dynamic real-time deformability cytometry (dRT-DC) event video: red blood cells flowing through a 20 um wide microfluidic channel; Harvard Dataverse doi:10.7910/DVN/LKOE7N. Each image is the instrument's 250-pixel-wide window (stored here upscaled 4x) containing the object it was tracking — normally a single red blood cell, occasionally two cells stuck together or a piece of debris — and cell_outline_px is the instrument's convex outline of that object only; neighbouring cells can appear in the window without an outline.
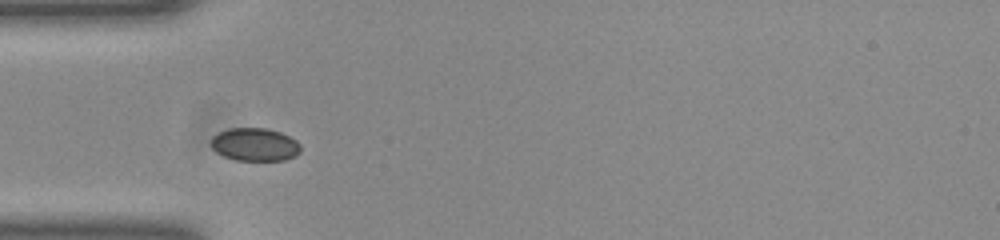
{"species": "common noctule bat (a hibernating species)", "species_latin": "Nyctalus noctula", "temperature_condition": "room temperature", "stored_images_in_passage": 30, "camera_frame_rate_fps": 3000, "um_per_image_px": 0.085, "animal": {"sex": "female", "body_mass_g": 23.0, "forearm_length_mm": 53.4}, "frame": {"image": 1, "passage_image": 5, "time_ms": 1.333, "image_size_px": [1000, 240], "cell_outline_px": [[300, 152], [296, 156], [284, 160], [236, 160], [224, 156], [216, 152], [212, 148], [212, 136], [228, 128], [268, 128], [280, 132], [296, 140], [300, 144]], "centroid_in_image_um": [21.67, 12.28], "position_along_channel_um": 63.3, "area_um2": 17.22}}
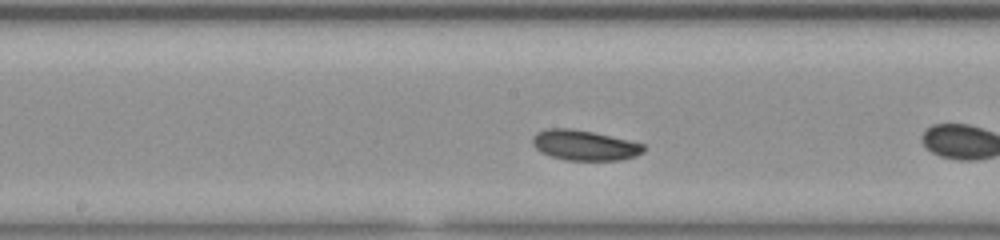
{"frame": {"image": 2, "passage_image": 13, "time_ms": 4.0, "image_size_px": [1000, 240], "cell_outline_px": [[644, 152], [636, 156], [620, 160], [568, 160], [552, 156], [540, 152], [532, 144], [532, 136], [536, 132], [544, 128], [572, 128], [592, 132], [628, 140], [644, 144]], "centroid_in_image_um": [49.65, 12.34], "position_along_channel_um": 198.6, "area_um2": 19.59}, "authors_computed_cell_mechanics": {"area_um2": 19.3341, "velocity_mm_per_s": 3.8663, "shape_relaxation_time_tau1_ms": 1.0977, "shape_relaxation_time_tau2_ms": null, "deformation_change_tau1": 0.0417, "deformation_change_tau2": null}}